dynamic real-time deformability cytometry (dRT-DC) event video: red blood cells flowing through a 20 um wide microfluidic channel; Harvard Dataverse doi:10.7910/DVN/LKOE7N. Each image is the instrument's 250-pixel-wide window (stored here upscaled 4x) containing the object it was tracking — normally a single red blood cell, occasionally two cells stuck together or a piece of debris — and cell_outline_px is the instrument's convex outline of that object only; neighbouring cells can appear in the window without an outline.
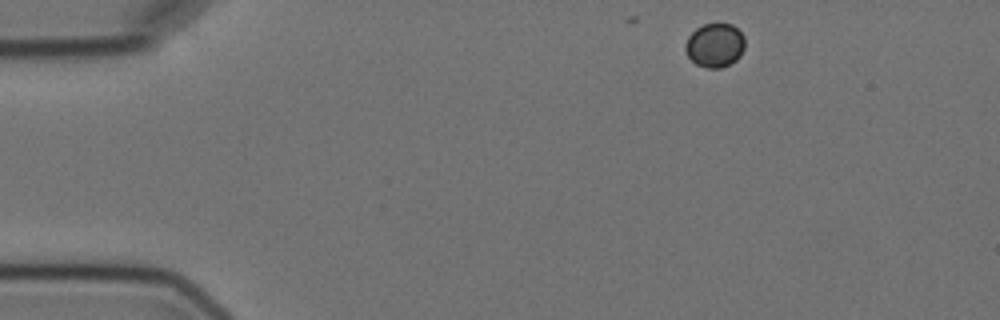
{"species": "Egyptian fruit bat (a non-hibernating species)", "species_latin": "Rousettus aegyptiacus", "temperature_condition": "cold", "stored_images_in_passage": 4, "camera_frame_rate_fps": 3000, "um_per_image_px": 0.085, "animal": {"sex": "female"}, "frame": {"image": 1, "passage_image": 1, "time_ms": 0.0, "image_size_px": [1000, 320], "cell_outline_px": [[744, 48], [740, 56], [736, 60], [720, 68], [708, 68], [696, 64], [688, 56], [684, 48], [684, 44], [688, 36], [696, 28], [704, 24], [732, 24], [744, 36]], "centroid_in_image_um": [60.75, 3.84], "position_along_channel_um": 24.3, "area_um2": 15.2}}